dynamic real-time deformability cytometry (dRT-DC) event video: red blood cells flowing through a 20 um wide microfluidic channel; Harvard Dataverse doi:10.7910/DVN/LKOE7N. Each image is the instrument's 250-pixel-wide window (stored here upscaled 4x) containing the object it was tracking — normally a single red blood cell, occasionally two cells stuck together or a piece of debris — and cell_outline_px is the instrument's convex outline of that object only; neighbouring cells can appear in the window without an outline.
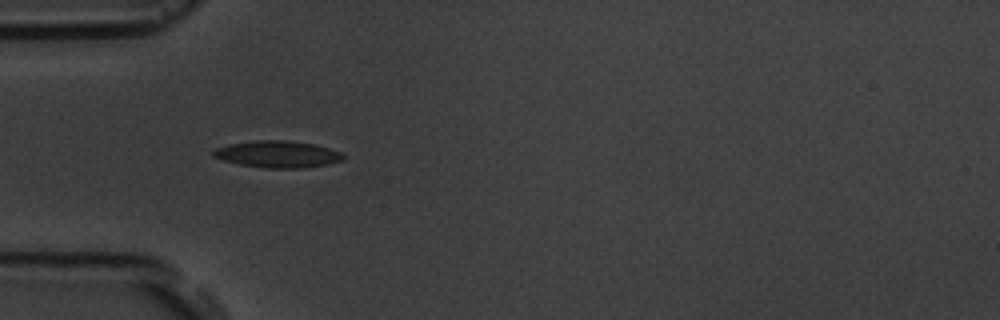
{"species": "common noctule bat (a hibernating species)", "species_latin": "Nyctalus noctula", "temperature_condition": "room temperature", "stored_images_in_passage": 6, "camera_frame_rate_fps": 3000, "um_per_image_px": 0.085, "animal": {"sex": "male", "body_mass_g": 19.5, "forearm_length_mm": 54.6}, "frame": {"image": 1, "passage_image": 5, "time_ms": 4.667, "image_size_px": [1000, 320], "cell_outline_px": [[344, 160], [328, 164], [304, 168], [268, 168], [240, 164], [224, 160], [212, 156], [212, 152], [216, 148], [228, 144], [256, 140], [288, 140], [312, 144], [344, 152]], "centroid_in_image_um": [23.63, 13.1], "position_along_channel_um": 61.4, "area_um2": 20.29}}
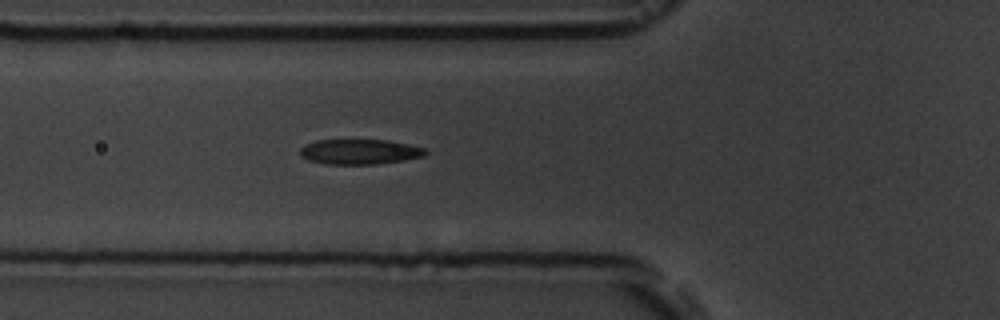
{"frame": {"image": 2, "passage_image": 6, "time_ms": 5.667, "image_size_px": [1000, 320], "cell_outline_px": [[428, 152], [424, 156], [404, 160], [376, 164], [324, 164], [308, 160], [300, 156], [300, 148], [304, 144], [316, 140], [388, 140], [408, 144], [424, 148]], "centroid_in_image_um": [30.54, 12.9], "position_along_channel_um": 95.3, "area_um2": 18.44}}